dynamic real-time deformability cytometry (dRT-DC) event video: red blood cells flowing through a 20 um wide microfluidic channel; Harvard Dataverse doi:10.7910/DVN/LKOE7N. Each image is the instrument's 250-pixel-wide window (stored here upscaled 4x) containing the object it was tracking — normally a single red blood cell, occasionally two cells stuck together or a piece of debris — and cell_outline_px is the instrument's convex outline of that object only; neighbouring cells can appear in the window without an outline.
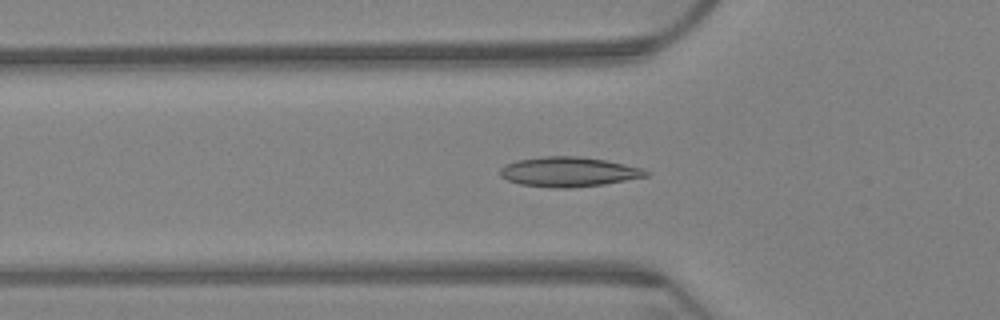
{"species": "Egyptian fruit bat (a non-hibernating species)", "species_latin": "Rousettus aegyptiacus", "temperature_condition": "warm", "stored_images_in_passage": 63, "camera_frame_rate_fps": 3000, "um_per_image_px": 0.085, "animal": {"sex": "female"}, "frame": {"image": 1, "passage_image": 21, "time_ms": 6.667, "image_size_px": [1000, 320], "cell_outline_px": [[652, 172], [648, 176], [604, 184], [572, 188], [548, 188], [520, 184], [508, 180], [500, 176], [500, 168], [504, 164], [516, 160], [540, 156], [580, 156], [604, 160], [644, 168]], "centroid_in_image_um": [48.33, 14.6], "position_along_channel_um": 77.5, "area_um2": 25.61}}
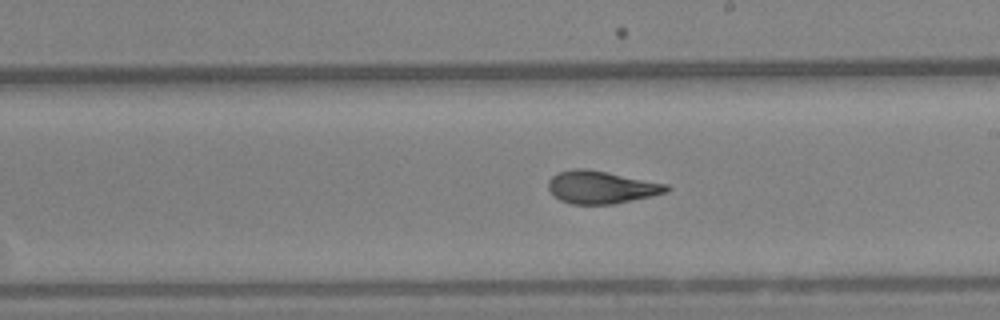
{"frame": {"image": 2, "passage_image": 36, "time_ms": 11.667, "image_size_px": [1000, 320], "cell_outline_px": [[672, 188], [668, 192], [652, 196], [616, 204], [572, 204], [560, 200], [548, 188], [548, 180], [556, 172], [572, 168], [584, 168], [668, 184]], "centroid_in_image_um": [51.12, 15.91], "position_along_channel_um": 237.9, "area_um2": 22.54}}
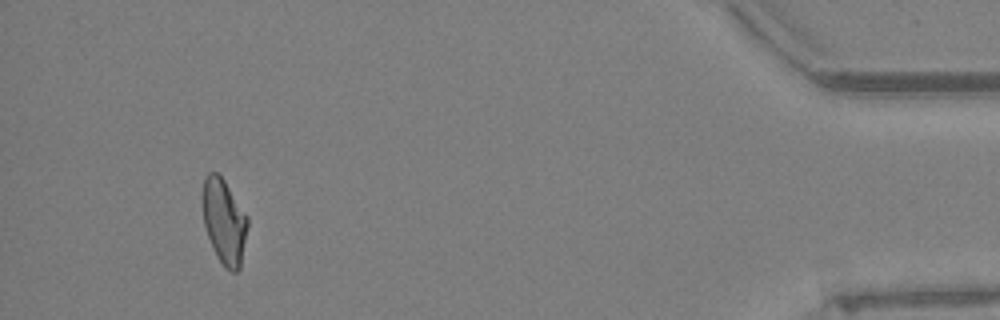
{"frame": {"image": 3, "passage_image": 59, "time_ms": 19.333, "image_size_px": [1000, 320], "cell_outline_px": [[248, 224], [240, 268], [236, 272], [228, 272], [224, 268], [208, 236], [204, 224], [204, 176], [208, 172], [216, 172], [224, 180], [248, 216]], "centroid_in_image_um": [19.08, 18.84], "position_along_channel_um": 416.1, "area_um2": 21.85}, "authors_computed_cell_mechanics": {"area_um2": 22.7732, "velocity_mm_per_s": 3.2091, "shape_relaxation_time_tau1_ms": 10.694, "shape_relaxation_time_tau2_ms": 2.019, "deformation_change_tau1": 0.2187, "deformation_change_tau2": 0.0735}}